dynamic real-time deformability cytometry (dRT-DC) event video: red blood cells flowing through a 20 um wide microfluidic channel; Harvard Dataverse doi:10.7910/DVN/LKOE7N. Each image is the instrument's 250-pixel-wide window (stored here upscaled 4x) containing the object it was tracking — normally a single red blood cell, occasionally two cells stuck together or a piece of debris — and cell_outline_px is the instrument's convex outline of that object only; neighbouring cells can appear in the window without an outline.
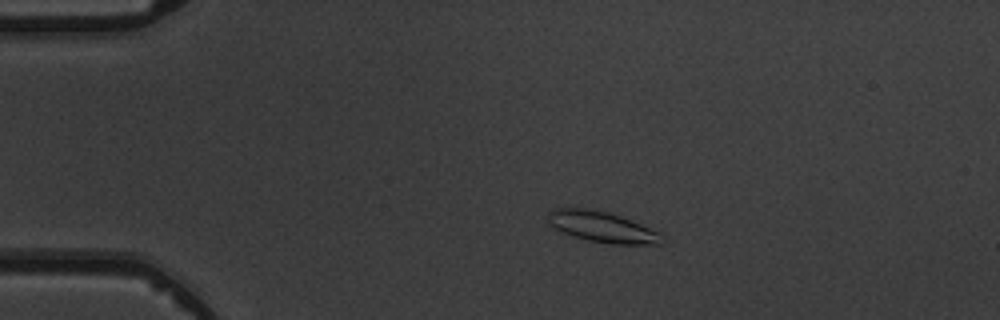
{"species": "common noctule bat (a hibernating species)", "species_latin": "Nyctalus noctula", "temperature_condition": "warm", "stored_images_in_passage": 9, "camera_frame_rate_fps": 3000, "um_per_image_px": 0.085, "animal": {"sex": "male", "body_mass_g": 19.5, "forearm_length_mm": 54.6}, "frame": {"image": 1, "passage_image": 3, "time_ms": 3.333, "image_size_px": [1000, 320], "cell_outline_px": [[664, 244], [612, 244], [588, 240], [564, 232], [548, 224], [548, 212], [552, 208], [568, 204], [608, 212], [620, 216], [660, 232], [664, 240]], "centroid_in_image_um": [51.12, 19.24], "position_along_channel_um": 33.9, "area_um2": 20.81}}
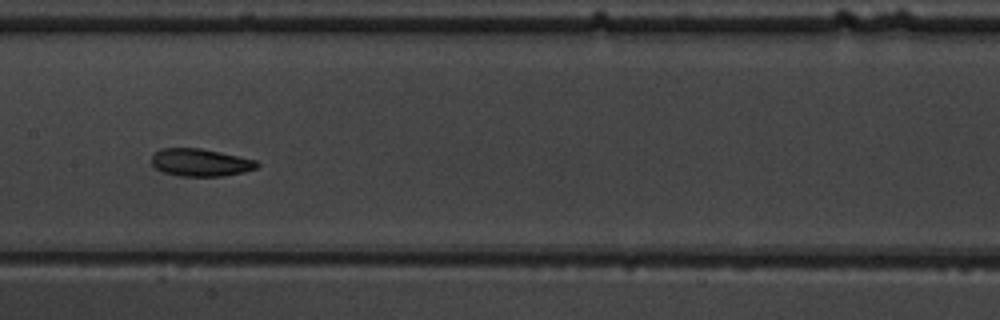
{"frame": {"image": 2, "passage_image": 8, "time_ms": 8.667, "image_size_px": [1000, 320], "cell_outline_px": [[260, 164], [256, 168], [244, 172], [224, 176], [180, 176], [164, 172], [156, 168], [152, 164], [152, 156], [160, 148], [200, 148], [220, 152], [256, 160]], "centroid_in_image_um": [17.05, 13.81], "position_along_channel_um": 190.4, "area_um2": 16.88}}
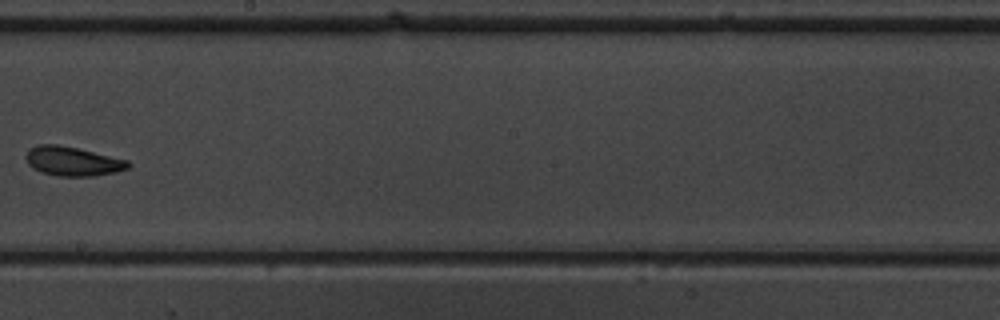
{"frame": {"image": 3, "passage_image": 9, "time_ms": 10.0, "image_size_px": [1000, 320], "cell_outline_px": [[132, 164], [128, 168], [116, 172], [96, 176], [60, 176], [40, 172], [32, 168], [28, 164], [24, 156], [28, 148], [36, 144], [56, 144], [76, 148], [128, 160]], "centroid_in_image_um": [6.14, 13.71], "position_along_channel_um": 242.1, "area_um2": 17.57}}